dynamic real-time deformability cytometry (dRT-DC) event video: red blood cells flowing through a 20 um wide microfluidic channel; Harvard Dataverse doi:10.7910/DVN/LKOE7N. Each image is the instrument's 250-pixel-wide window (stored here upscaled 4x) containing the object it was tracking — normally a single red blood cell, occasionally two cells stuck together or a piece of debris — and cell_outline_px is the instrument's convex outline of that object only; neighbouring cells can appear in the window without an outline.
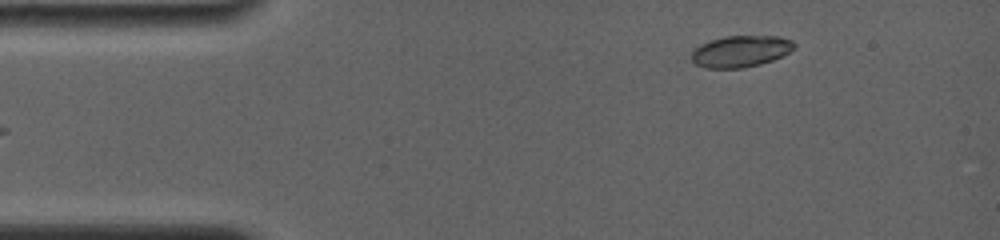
{"species": "common noctule bat (a hibernating species)", "species_latin": "Nyctalus noctula", "temperature_condition": "room temperature", "stored_images_in_passage": 52, "camera_frame_rate_fps": 4000, "um_per_image_px": 0.085, "animal": {"sex": "female", "body_mass_g": 19.0, "forearm_length_mm": 56.7}, "frame": {"image": 1, "passage_image": 4, "time_ms": 1.25, "image_size_px": [1000, 240], "cell_outline_px": [[796, 48], [772, 60], [760, 64], [744, 68], [704, 68], [696, 64], [692, 60], [692, 52], [700, 44], [724, 36], [780, 36], [792, 40], [796, 44]], "centroid_in_image_um": [62.97, 4.36], "position_along_channel_um": 22.0, "area_um2": 18.84}}
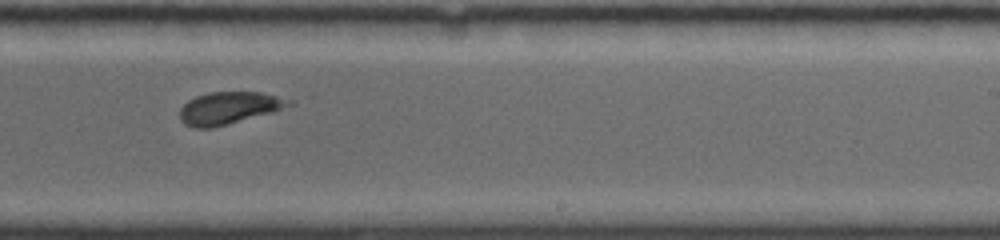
{"frame": {"image": 2, "passage_image": 30, "time_ms": 9.5, "image_size_px": [1000, 240], "cell_outline_px": [[296, 100], [292, 104], [272, 112], [212, 128], [196, 128], [184, 124], [180, 120], [180, 108], [188, 100], [196, 96], [208, 92], [260, 92]], "centroid_in_image_um": [19.45, 9.17], "position_along_channel_um": 269.6, "area_um2": 20.46}}
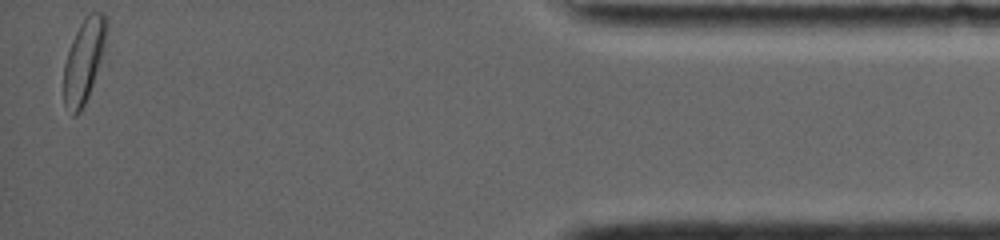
{"frame": {"image": 3, "passage_image": 52, "time_ms": 15.25, "image_size_px": [1000, 240], "cell_outline_px": [[108, 24], [104, 52], [88, 96], [80, 112], [76, 116], [72, 116], [64, 104], [64, 64], [72, 40], [80, 24], [88, 12], [104, 12], [108, 16]], "centroid_in_image_um": [7.16, 5.11], "position_along_channel_um": 428.0, "area_um2": 20.98}, "authors_computed_cell_mechanics": {"area_um2": 20.519, "velocity_mm_per_s": 3.7946, "shape_relaxation_time_tau1_ms": 0.8229, "shape_relaxation_time_tau2_ms": 4.0468, "deformation_change_tau1": 0.053, "deformation_change_tau2": 0.0727}}